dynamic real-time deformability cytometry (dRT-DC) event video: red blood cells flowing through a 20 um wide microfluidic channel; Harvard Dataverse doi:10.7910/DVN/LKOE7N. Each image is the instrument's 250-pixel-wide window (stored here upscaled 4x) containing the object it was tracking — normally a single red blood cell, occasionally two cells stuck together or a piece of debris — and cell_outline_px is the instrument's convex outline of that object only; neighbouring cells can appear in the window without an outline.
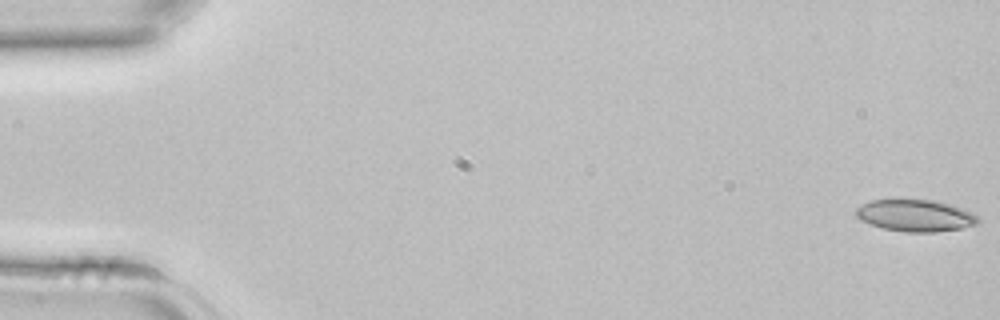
{"species": "common noctule bat (a hibernating species)", "species_latin": "Nyctalus noctula", "temperature_condition": "room temperature", "stored_images_in_passage": 43, "camera_frame_rate_fps": 3000, "um_per_image_px": 0.085, "animal": {"sex": "female", "body_mass_g": 22.7, "forearm_length_mm": 54.2}, "frame": {"image": 1, "passage_image": 1, "time_ms": 0.0, "image_size_px": [1000, 320], "cell_outline_px": [[980, 220], [976, 224], [960, 228], [936, 232], [904, 232], [880, 228], [860, 220], [856, 216], [856, 208], [872, 200], [896, 196], [900, 196], [932, 200], [952, 204], [964, 208], [980, 216]], "centroid_in_image_um": [77.79, 18.27], "position_along_channel_um": 7.2, "area_um2": 23.7}}
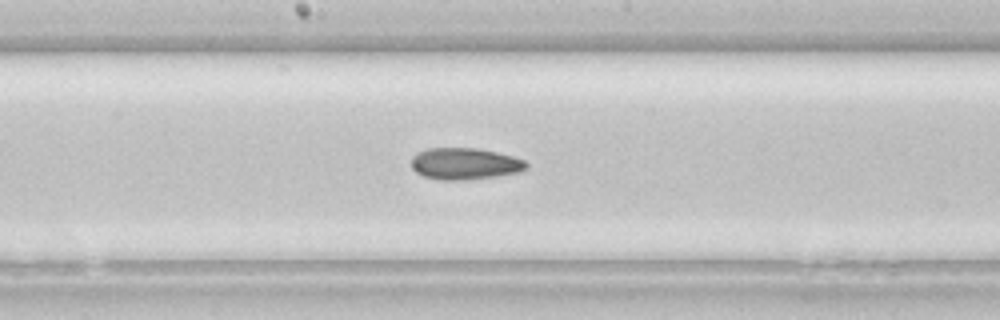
{"frame": {"image": 2, "passage_image": 23, "time_ms": 7.333, "image_size_px": [1000, 320], "cell_outline_px": [[528, 168], [520, 172], [496, 176], [460, 180], [440, 180], [424, 176], [416, 172], [412, 168], [412, 156], [416, 152], [428, 148], [476, 148], [496, 152], [512, 156], [524, 160], [528, 164]], "centroid_in_image_um": [39.5, 13.91], "position_along_channel_um": 208.7, "area_um2": 21.21}}
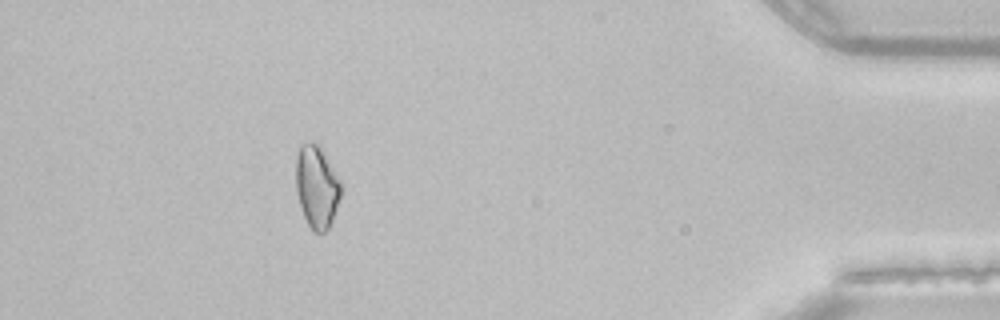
{"frame": {"image": 3, "passage_image": 39, "time_ms": 12.667, "image_size_px": [1000, 320], "cell_outline_px": [[340, 196], [332, 220], [328, 228], [324, 232], [312, 232], [300, 208], [296, 192], [296, 156], [300, 144], [312, 140], [320, 148], [340, 180]], "centroid_in_image_um": [26.88, 15.87], "position_along_channel_um": 408.3, "area_um2": 21.44}}